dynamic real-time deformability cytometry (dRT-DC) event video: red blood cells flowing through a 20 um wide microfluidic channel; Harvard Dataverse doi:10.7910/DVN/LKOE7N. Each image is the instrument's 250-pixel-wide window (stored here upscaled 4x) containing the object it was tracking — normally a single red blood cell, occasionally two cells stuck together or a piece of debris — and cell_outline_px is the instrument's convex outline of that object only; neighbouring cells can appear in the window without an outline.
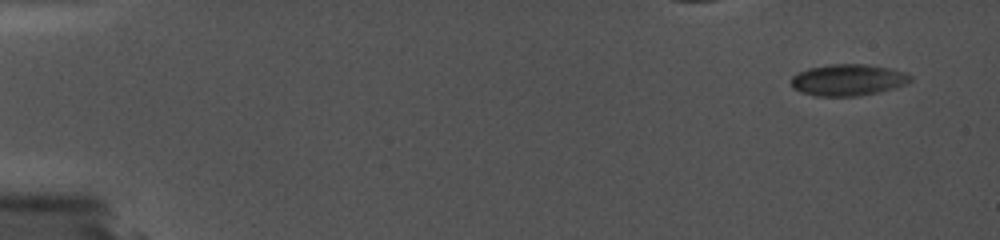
{"species": "common noctule bat (a hibernating species)", "species_latin": "Nyctalus noctula", "temperature_condition": "cold", "stored_images_in_passage": 61, "camera_frame_rate_fps": 5000, "um_per_image_px": 0.085, "animal": {"sex": "female", "body_mass_g": 19.0, "forearm_length_mm": 56.7}, "frame": {"image": 1, "passage_image": 1, "time_ms": 0.0, "image_size_px": [1000, 240], "cell_outline_px": [[912, 80], [904, 84], [892, 88], [876, 92], [856, 96], [816, 96], [800, 92], [792, 88], [792, 76], [808, 68], [832, 64], [868, 64], [888, 68], [904, 72], [912, 76]], "centroid_in_image_um": [72.05, 6.79], "position_along_channel_um": 12.9, "area_um2": 21.68}}
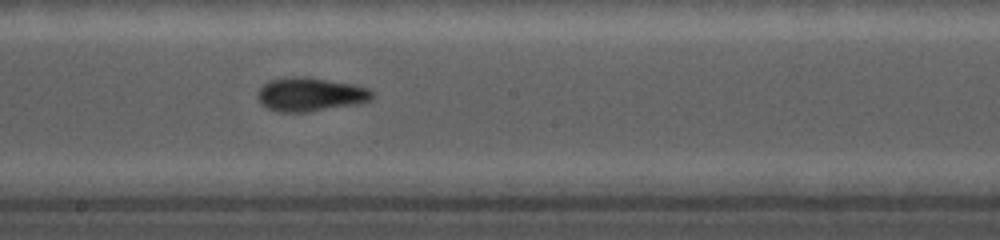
{"frame": {"image": 2, "passage_image": 38, "time_ms": 9.6, "image_size_px": [1000, 240], "cell_outline_px": [[376, 92], [372, 100], [360, 104], [308, 112], [280, 112], [268, 108], [260, 104], [256, 96], [256, 92], [268, 80], [288, 76], [308, 76], [356, 84], [368, 88]], "centroid_in_image_um": [26.41, 8.01], "position_along_channel_um": 221.8, "area_um2": 23.29}}
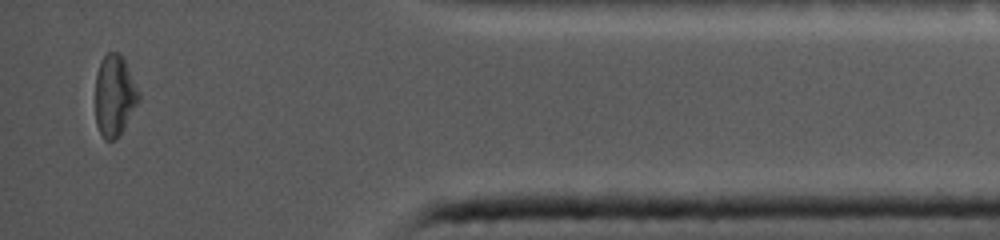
{"frame": {"image": 3, "passage_image": 59, "time_ms": 15.6, "image_size_px": [1000, 240], "cell_outline_px": [[140, 100], [120, 132], [112, 140], [104, 140], [96, 124], [96, 72], [100, 60], [108, 52], [116, 52], [124, 56], [140, 92]], "centroid_in_image_um": [9.74, 8.06], "position_along_channel_um": 425.5, "area_um2": 20.52}}